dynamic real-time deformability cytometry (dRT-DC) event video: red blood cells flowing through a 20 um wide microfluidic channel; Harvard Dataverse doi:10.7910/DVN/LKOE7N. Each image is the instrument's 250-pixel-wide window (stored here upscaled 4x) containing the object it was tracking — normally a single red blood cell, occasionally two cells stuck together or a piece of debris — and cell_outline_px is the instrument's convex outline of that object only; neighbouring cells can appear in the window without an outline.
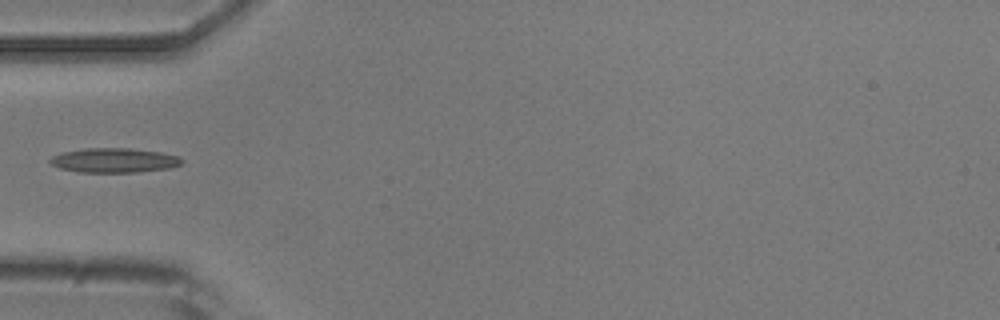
{"species": "common noctule bat (a hibernating species)", "species_latin": "Nyctalus noctula", "temperature_condition": "room temperature", "stored_images_in_passage": 5, "camera_frame_rate_fps": 3000, "um_per_image_px": 0.085, "animal": {"sex": "male", "body_mass_g": 20.5, "forearm_length_mm": 52.5}, "frame": {"image": 1, "passage_image": 5, "time_ms": 5.333, "image_size_px": [1000, 320], "cell_outline_px": [[184, 164], [172, 168], [136, 172], [80, 172], [60, 168], [52, 164], [48, 160], [52, 156], [60, 152], [84, 148], [128, 148], [160, 152], [180, 156], [184, 160]], "centroid_in_image_um": [9.74, 13.62], "position_along_channel_um": 75.3, "area_um2": 19.02}}